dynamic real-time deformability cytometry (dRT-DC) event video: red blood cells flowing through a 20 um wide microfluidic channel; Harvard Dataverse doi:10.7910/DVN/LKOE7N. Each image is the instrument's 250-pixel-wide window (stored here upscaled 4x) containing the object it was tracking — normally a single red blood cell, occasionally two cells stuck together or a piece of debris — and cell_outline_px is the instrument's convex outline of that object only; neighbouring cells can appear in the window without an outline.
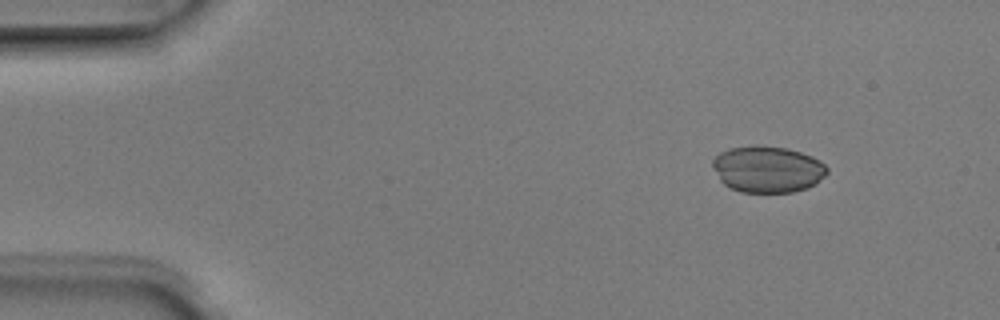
{"species": "Egyptian fruit bat (a non-hibernating species)", "species_latin": "Rousettus aegyptiacus", "temperature_condition": "room temperature", "stored_images_in_passage": 8, "camera_frame_rate_fps": 3000, "um_per_image_px": 0.085, "animal": {"sex": "male"}, "frame": {"image": 1, "passage_image": 2, "time_ms": 0.333, "image_size_px": [1000, 320], "cell_outline_px": [[828, 172], [816, 184], [808, 188], [792, 192], [740, 192], [724, 184], [720, 180], [712, 168], [712, 160], [720, 152], [728, 148], [752, 144], [760, 144], [788, 148], [812, 156], [820, 160], [828, 168]], "centroid_in_image_um": [65.24, 14.36], "position_along_channel_um": 19.8, "area_um2": 31.5}}
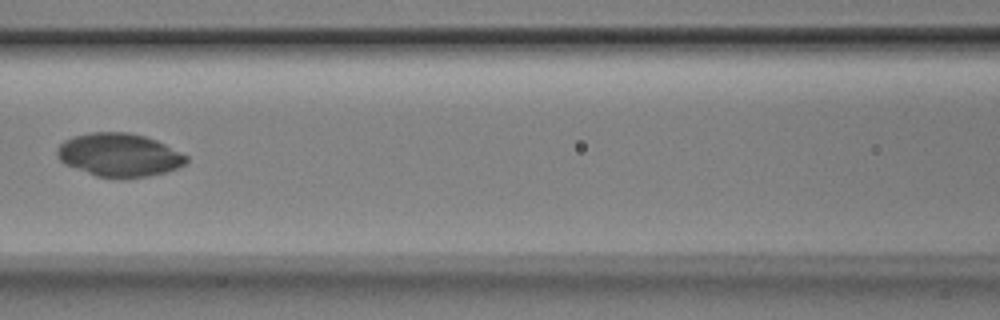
{"frame": {"image": 2, "passage_image": 7, "time_ms": 2.0, "image_size_px": [1000, 320], "cell_outline_px": [[188, 160], [184, 164], [176, 168], [164, 172], [148, 176], [96, 176], [64, 164], [56, 156], [56, 148], [64, 140], [72, 136], [88, 132], [128, 132], [144, 136], [156, 140], [188, 156]], "centroid_in_image_um": [10.08, 13.14], "position_along_channel_um": 156.5, "area_um2": 32.19}}
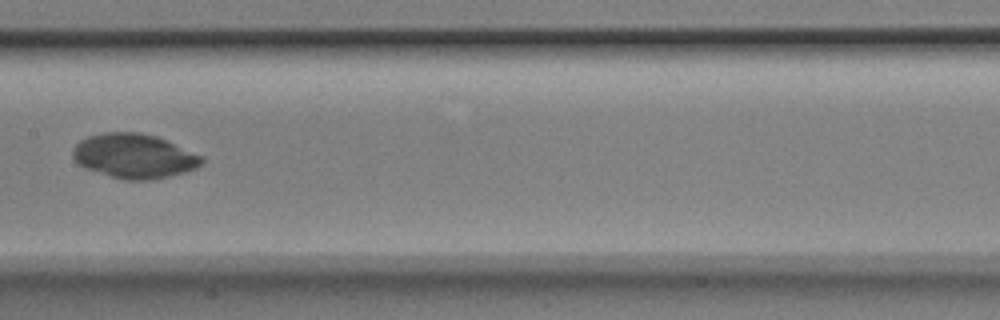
{"frame": {"image": 3, "passage_image": 8, "time_ms": 2.333, "image_size_px": [1000, 320], "cell_outline_px": [[204, 164], [196, 168], [184, 172], [168, 176], [148, 180], [124, 180], [84, 168], [72, 156], [72, 152], [76, 144], [80, 140], [88, 136], [104, 132], [140, 132], [156, 136], [168, 140], [204, 156]], "centroid_in_image_um": [11.44, 13.25], "position_along_channel_um": 196.0, "area_um2": 33.58}}